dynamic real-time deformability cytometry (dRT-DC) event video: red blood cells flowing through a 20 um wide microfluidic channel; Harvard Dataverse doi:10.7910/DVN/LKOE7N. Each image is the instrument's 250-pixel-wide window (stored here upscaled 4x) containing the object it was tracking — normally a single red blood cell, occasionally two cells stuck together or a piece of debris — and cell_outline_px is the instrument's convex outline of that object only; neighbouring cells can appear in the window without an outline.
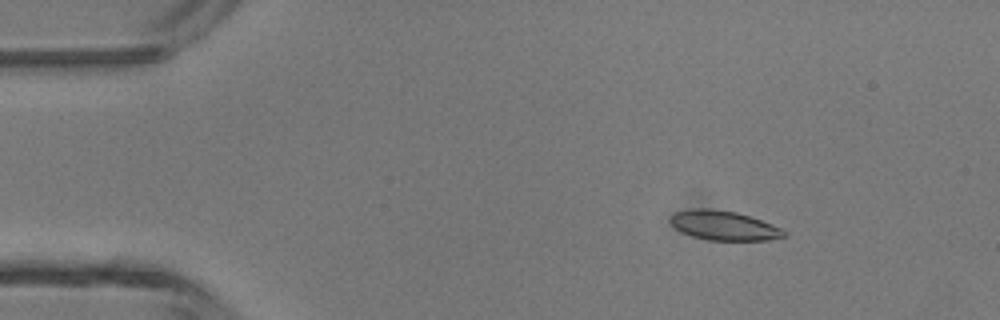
{"species": "common noctule bat (a hibernating species)", "species_latin": "Nyctalus noctula", "temperature_condition": "room temperature", "stored_images_in_passage": 4, "camera_frame_rate_fps": 3000, "um_per_image_px": 0.085, "animal": {"sex": "male", "body_mass_g": 13.3}, "frame": {"image": 1, "passage_image": 2, "time_ms": 0.333, "image_size_px": [1000, 320], "cell_outline_px": [[788, 236], [768, 240], [708, 240], [692, 236], [676, 228], [668, 220], [668, 216], [676, 212], [692, 208], [708, 208], [736, 212], [772, 224], [788, 232]], "centroid_in_image_um": [61.52, 19.17], "position_along_channel_um": 23.5, "area_um2": 19.48}}
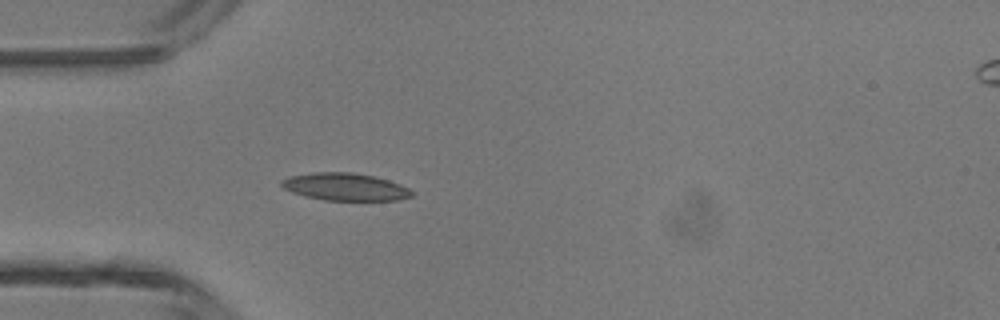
{"frame": {"image": 2, "passage_image": 4, "time_ms": 1.0, "image_size_px": [1000, 320], "cell_outline_px": [[412, 196], [396, 200], [324, 200], [304, 196], [292, 192], [284, 188], [280, 184], [280, 180], [288, 176], [312, 172], [352, 172], [372, 176], [388, 180], [400, 184], [408, 188], [412, 192]], "centroid_in_image_um": [29.28, 15.87], "position_along_channel_um": 55.7, "area_um2": 20.81}}